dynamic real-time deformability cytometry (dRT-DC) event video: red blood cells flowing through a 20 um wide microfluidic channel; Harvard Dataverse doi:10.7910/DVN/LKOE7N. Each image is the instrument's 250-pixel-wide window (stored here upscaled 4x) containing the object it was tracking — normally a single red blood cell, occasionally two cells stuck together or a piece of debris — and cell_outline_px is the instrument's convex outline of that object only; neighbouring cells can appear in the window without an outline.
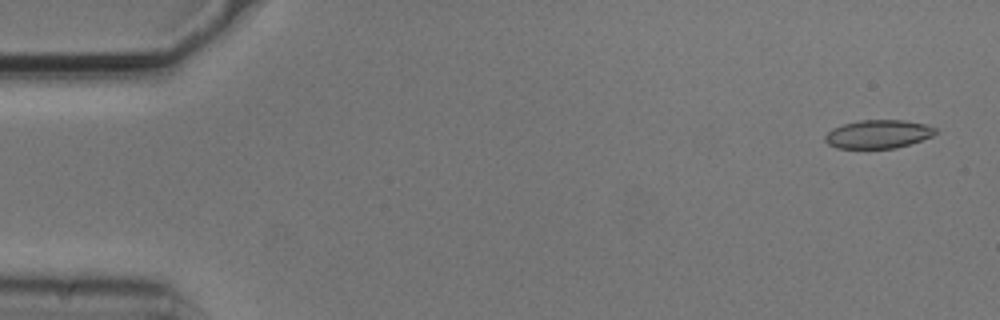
{"species": "common noctule bat (a hibernating species)", "species_latin": "Nyctalus noctula", "temperature_condition": "cold", "stored_images_in_passage": 8, "camera_frame_rate_fps": 3000, "um_per_image_px": 0.085, "animal": {"sex": "male", "body_mass_g": 20.5, "forearm_length_mm": 52.5}, "frame": {"image": 1, "passage_image": 1, "time_ms": 0.0, "image_size_px": [1000, 320], "cell_outline_px": [[936, 132], [932, 136], [896, 148], [836, 148], [828, 144], [824, 140], [824, 136], [832, 128], [844, 124], [860, 120], [904, 120], [924, 124], [936, 128]], "centroid_in_image_um": [74.61, 11.4], "position_along_channel_um": 10.4, "area_um2": 18.15}}
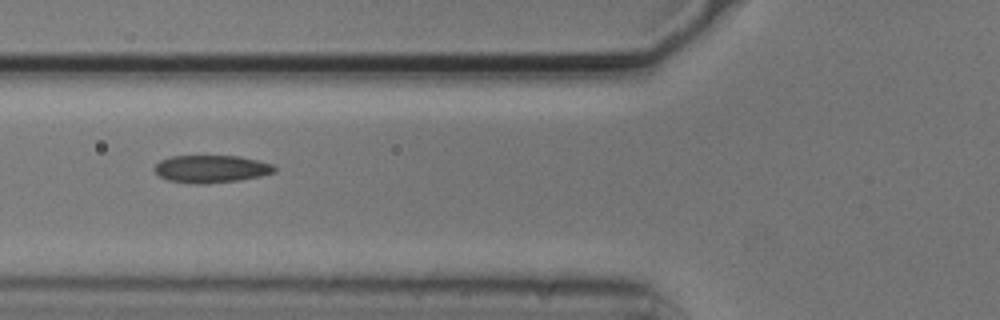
{"frame": {"image": 2, "passage_image": 6, "time_ms": 1.667, "image_size_px": [1000, 320], "cell_outline_px": [[276, 172], [260, 176], [240, 180], [208, 184], [192, 184], [168, 180], [160, 176], [152, 168], [160, 160], [172, 156], [240, 156], [272, 164], [276, 168]], "centroid_in_image_um": [17.94, 14.36], "position_along_channel_um": 107.9, "area_um2": 19.36}}
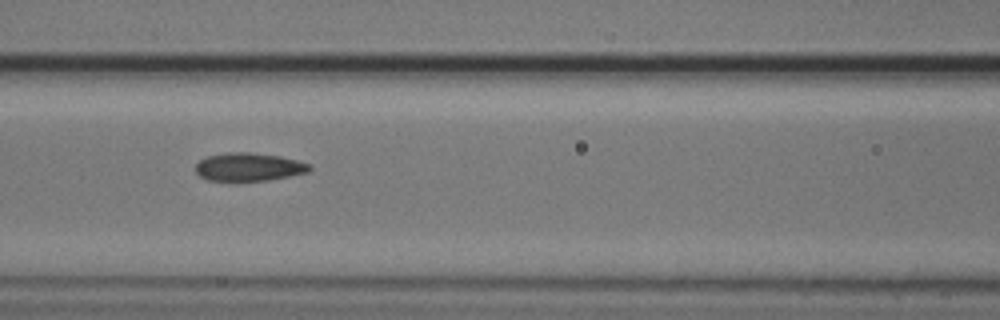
{"frame": {"image": 3, "passage_image": 7, "time_ms": 2.0, "image_size_px": [1000, 320], "cell_outline_px": [[312, 168], [308, 172], [268, 180], [236, 184], [208, 180], [200, 176], [196, 172], [196, 164], [200, 160], [208, 156], [228, 152], [248, 152], [280, 156], [312, 164]], "centroid_in_image_um": [21.12, 14.23], "position_along_channel_um": 145.5, "area_um2": 19.36}}